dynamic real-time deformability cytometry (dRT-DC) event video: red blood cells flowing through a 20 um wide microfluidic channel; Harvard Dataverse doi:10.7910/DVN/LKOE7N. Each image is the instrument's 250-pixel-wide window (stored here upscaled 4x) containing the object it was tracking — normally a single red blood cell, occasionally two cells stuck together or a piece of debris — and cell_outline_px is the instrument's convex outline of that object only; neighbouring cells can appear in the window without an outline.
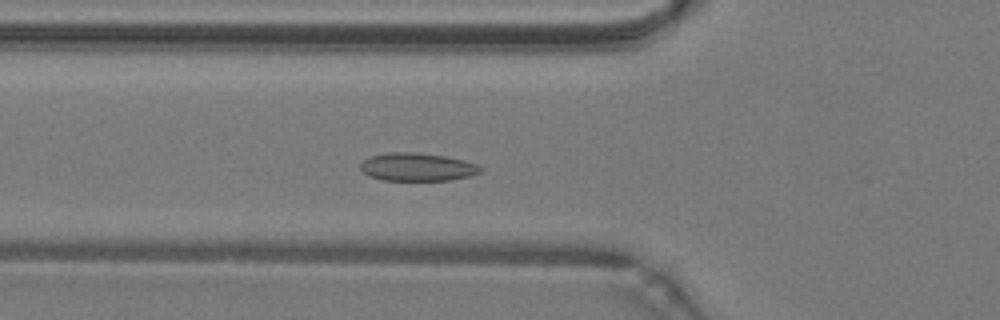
{"species": "common noctule bat (a hibernating species)", "species_latin": "Nyctalus noctula", "temperature_condition": "warm", "stored_images_in_passage": 44, "camera_frame_rate_fps": 3000, "um_per_image_px": 0.085, "animal": {"sex": "male", "body_mass_g": 19.2, "forearm_length_mm": 51.8}, "frame": {"image": 1, "passage_image": 13, "time_ms": 4.0, "image_size_px": [1000, 320], "cell_outline_px": [[484, 168], [480, 172], [468, 176], [452, 180], [380, 180], [368, 176], [360, 168], [360, 164], [364, 160], [372, 156], [388, 152], [416, 152], [444, 156], [464, 160], [476, 164]], "centroid_in_image_um": [35.46, 14.19], "position_along_channel_um": 90.3, "area_um2": 19.59}}
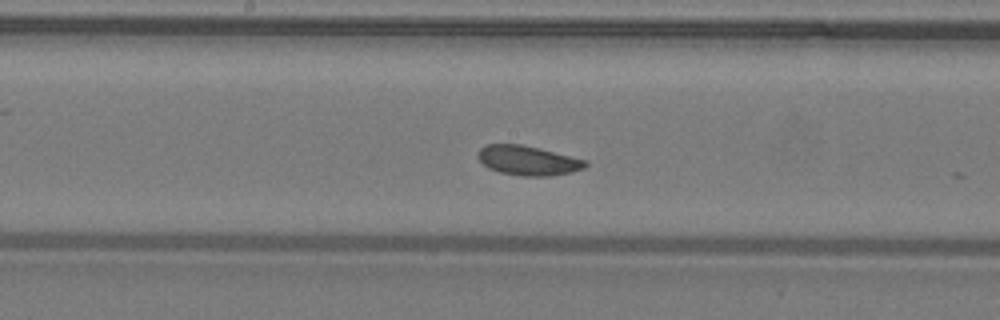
{"frame": {"image": 2, "passage_image": 21, "time_ms": 6.667, "image_size_px": [1000, 320], "cell_outline_px": [[588, 164], [584, 168], [572, 172], [548, 176], [520, 176], [500, 172], [488, 168], [476, 156], [476, 152], [480, 148], [488, 144], [520, 144], [584, 160]], "centroid_in_image_um": [44.81, 13.65], "position_along_channel_um": 203.4, "area_um2": 18.21}}
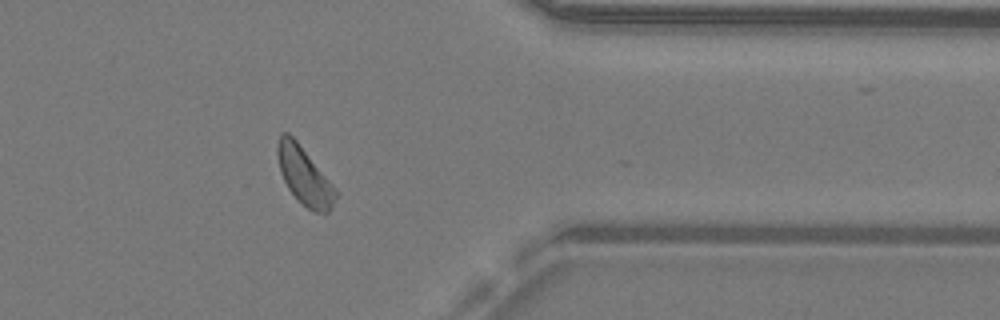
{"frame": {"image": 3, "passage_image": 35, "time_ms": 11.333, "image_size_px": [1000, 320], "cell_outline_px": [[340, 192], [328, 212], [316, 212], [308, 208], [288, 188], [280, 172], [276, 152], [276, 148], [280, 132], [288, 132], [296, 140]], "centroid_in_image_um": [25.88, 14.91], "position_along_channel_um": 385.5, "area_um2": 19.42}, "authors_computed_cell_mechanics": {"area_um2": 19.1318, "velocity_mm_per_s": 4.2289, "shape_relaxation_time_tau1_ms": 2.1722, "shape_relaxation_time_tau2_ms": null, "deformation_change_tau1": 0.0487, "deformation_change_tau2": null}}